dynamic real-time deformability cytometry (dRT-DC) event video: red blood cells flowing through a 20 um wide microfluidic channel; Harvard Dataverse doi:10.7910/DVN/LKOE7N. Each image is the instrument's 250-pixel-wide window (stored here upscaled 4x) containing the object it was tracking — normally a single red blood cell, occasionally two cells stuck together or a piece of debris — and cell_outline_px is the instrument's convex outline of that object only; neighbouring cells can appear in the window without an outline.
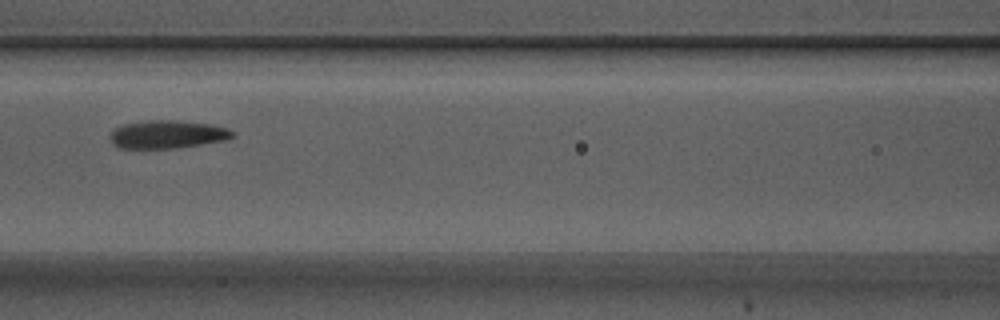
{"species": "Egyptian fruit bat (a non-hibernating species)", "species_latin": "Rousettus aegyptiacus", "temperature_condition": "warm", "stored_images_in_passage": 4, "camera_frame_rate_fps": 3000, "um_per_image_px": 0.085, "animal": {"sex": "male"}, "frame": {"image": 1, "passage_image": 4, "time_ms": 1.0, "image_size_px": [1000, 320], "cell_outline_px": [[236, 136], [228, 140], [176, 148], [120, 148], [112, 140], [112, 132], [116, 128], [124, 124], [148, 120], [176, 120], [212, 124], [228, 128], [236, 132]], "centroid_in_image_um": [14.35, 11.41], "position_along_channel_um": 152.3, "area_um2": 20.0}}